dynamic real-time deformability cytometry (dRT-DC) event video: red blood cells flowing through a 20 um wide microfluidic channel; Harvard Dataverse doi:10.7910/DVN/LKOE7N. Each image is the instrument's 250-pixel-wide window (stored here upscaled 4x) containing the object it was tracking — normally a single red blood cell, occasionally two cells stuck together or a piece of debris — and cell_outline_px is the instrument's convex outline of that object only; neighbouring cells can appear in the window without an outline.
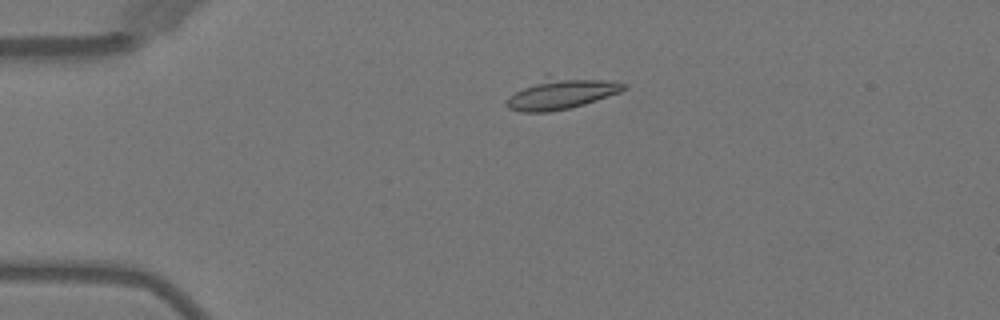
{"species": "Egyptian fruit bat (a non-hibernating species)", "species_latin": "Rousettus aegyptiacus", "temperature_condition": "warm", "stored_images_in_passage": 4, "camera_frame_rate_fps": 3000, "um_per_image_px": 0.085, "animal": {"sex": "female"}, "frame": {"image": 1, "passage_image": 3, "time_ms": 2.667, "image_size_px": [1000, 320], "cell_outline_px": [[628, 88], [620, 92], [572, 108], [552, 112], [520, 112], [508, 108], [504, 104], [504, 100], [508, 96], [548, 72], [612, 80], [628, 84]], "centroid_in_image_um": [47.7, 7.89], "position_along_channel_um": 37.3, "area_um2": 22.54}}